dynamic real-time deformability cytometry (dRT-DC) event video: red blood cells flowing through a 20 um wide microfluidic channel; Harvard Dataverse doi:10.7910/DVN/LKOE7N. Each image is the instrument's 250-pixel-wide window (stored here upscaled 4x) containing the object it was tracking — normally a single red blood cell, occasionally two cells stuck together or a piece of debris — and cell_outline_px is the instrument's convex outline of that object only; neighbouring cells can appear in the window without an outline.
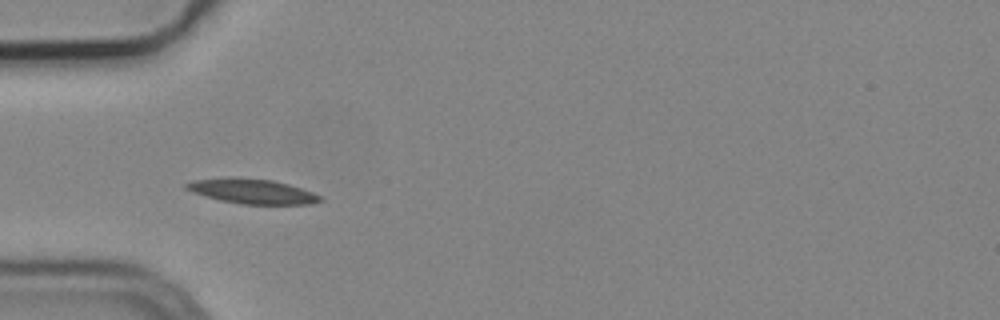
{"species": "common noctule bat (a hibernating species)", "species_latin": "Nyctalus noctula", "temperature_condition": "cold", "stored_images_in_passage": 11, "camera_frame_rate_fps": 3000, "um_per_image_px": 0.085, "animal": {"sex": "male", "body_mass_g": 19.2, "forearm_length_mm": 51.8}, "frame": {"image": 1, "passage_image": 1, "time_ms": 0.0, "image_size_px": [1000, 320], "cell_outline_px": [[324, 200], [312, 204], [240, 204], [220, 200], [192, 192], [184, 188], [184, 184], [192, 180], [232, 176], [272, 180], [288, 184], [312, 192], [320, 196]], "centroid_in_image_um": [21.39, 16.25], "position_along_channel_um": 63.6, "area_um2": 19.48}}
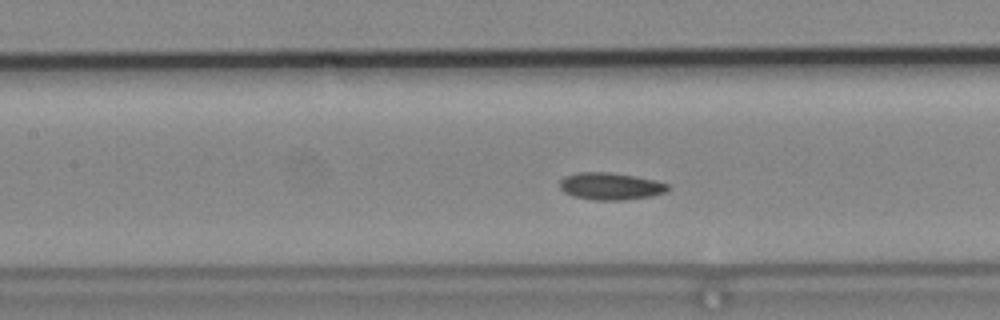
{"frame": {"image": 2, "passage_image": 5, "time_ms": 1.333, "image_size_px": [1000, 320], "cell_outline_px": [[668, 188], [664, 192], [652, 196], [624, 200], [592, 200], [572, 196], [564, 192], [560, 188], [560, 180], [564, 176], [576, 172], [608, 172], [632, 176], [652, 180], [668, 184]], "centroid_in_image_um": [51.82, 15.83], "position_along_channel_um": 155.6, "area_um2": 16.99}}